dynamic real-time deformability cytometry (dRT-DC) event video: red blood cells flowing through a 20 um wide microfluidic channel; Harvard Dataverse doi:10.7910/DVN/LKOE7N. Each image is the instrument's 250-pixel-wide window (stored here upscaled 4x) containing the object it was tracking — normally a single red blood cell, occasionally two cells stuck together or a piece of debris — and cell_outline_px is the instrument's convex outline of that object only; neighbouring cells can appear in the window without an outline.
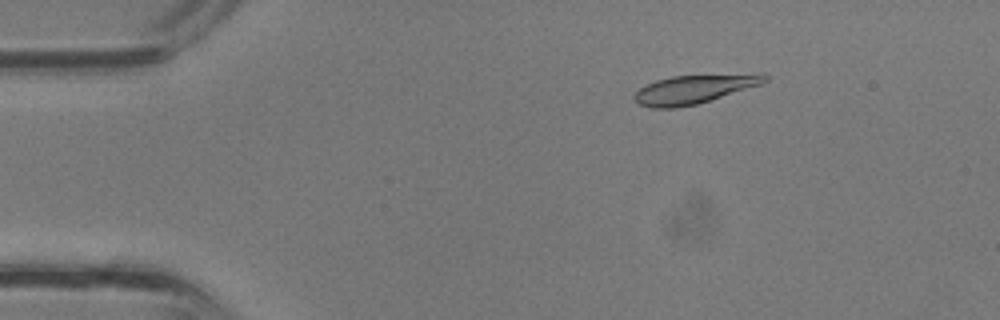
{"species": "common noctule bat (a hibernating species)", "species_latin": "Nyctalus noctula", "temperature_condition": "room temperature", "stored_images_in_passage": 37, "camera_frame_rate_fps": 3000, "um_per_image_px": 0.085, "animal": {"sex": "male", "body_mass_g": 13.3}, "frame": {"image": 1, "passage_image": 6, "time_ms": 1.667, "image_size_px": [1000, 320], "cell_outline_px": [[768, 80], [764, 84], [696, 104], [676, 108], [652, 108], [640, 104], [636, 100], [636, 92], [640, 88], [656, 80], [672, 76], [760, 72], [764, 72], [768, 76]], "centroid_in_image_um": [59.14, 7.54], "position_along_channel_um": 25.9, "area_um2": 22.14}}
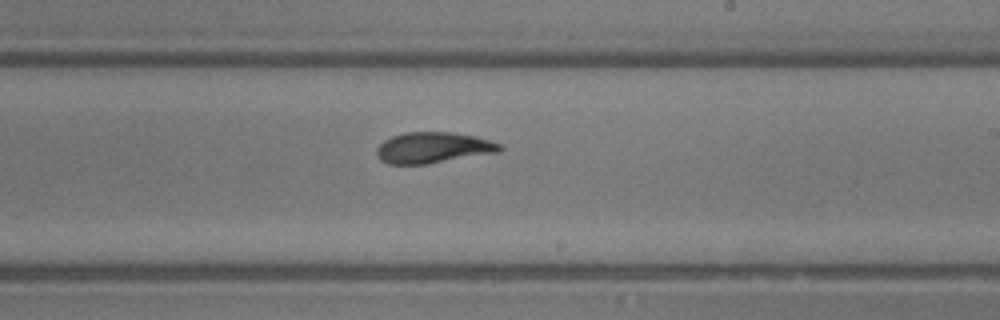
{"frame": {"image": 2, "passage_image": 22, "time_ms": 7.0, "image_size_px": [1000, 320], "cell_outline_px": [[504, 148], [500, 152], [424, 164], [388, 164], [380, 160], [376, 156], [376, 148], [384, 140], [392, 136], [404, 132], [452, 132], [476, 136], [500, 144]], "centroid_in_image_um": [36.8, 12.55], "position_along_channel_um": 252.2, "area_um2": 22.25}}
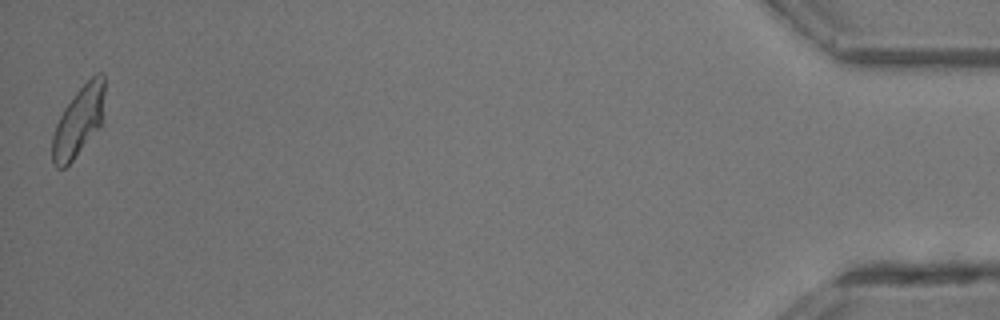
{"frame": {"image": 3, "passage_image": 37, "time_ms": 12.0, "image_size_px": [1000, 320], "cell_outline_px": [[104, 92], [100, 124], [72, 160], [64, 168], [56, 168], [52, 164], [52, 136], [56, 124], [64, 108], [76, 92], [96, 72], [104, 72]], "centroid_in_image_um": [6.64, 10.29], "position_along_channel_um": 428.6, "area_um2": 20.69}}